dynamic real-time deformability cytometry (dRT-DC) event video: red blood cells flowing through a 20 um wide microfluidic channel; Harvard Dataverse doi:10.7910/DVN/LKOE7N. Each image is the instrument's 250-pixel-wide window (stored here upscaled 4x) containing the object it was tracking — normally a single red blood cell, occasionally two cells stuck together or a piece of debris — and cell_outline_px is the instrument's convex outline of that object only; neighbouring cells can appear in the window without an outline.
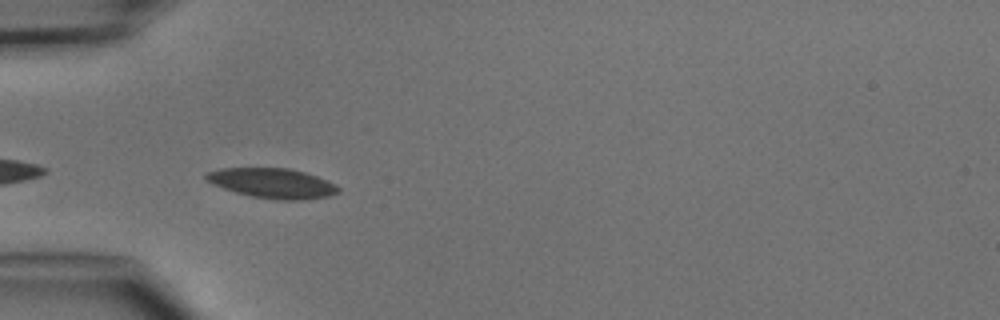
{"species": "common noctule bat (a hibernating species)", "species_latin": "Nyctalus noctula", "temperature_condition": "cold", "stored_images_in_passage": 4, "camera_frame_rate_fps": 3000, "um_per_image_px": 0.085, "animal": {"sex": "male", "body_mass_g": 15.6}, "frame": {"image": 1, "passage_image": 4, "time_ms": 3.333, "image_size_px": [1000, 320], "cell_outline_px": [[340, 192], [328, 196], [300, 200], [276, 200], [252, 196], [236, 192], [224, 188], [208, 180], [204, 176], [208, 172], [220, 168], [288, 168], [304, 172], [316, 176], [336, 184], [340, 188]], "centroid_in_image_um": [23.2, 15.57], "position_along_channel_um": 61.8, "area_um2": 22.77}}